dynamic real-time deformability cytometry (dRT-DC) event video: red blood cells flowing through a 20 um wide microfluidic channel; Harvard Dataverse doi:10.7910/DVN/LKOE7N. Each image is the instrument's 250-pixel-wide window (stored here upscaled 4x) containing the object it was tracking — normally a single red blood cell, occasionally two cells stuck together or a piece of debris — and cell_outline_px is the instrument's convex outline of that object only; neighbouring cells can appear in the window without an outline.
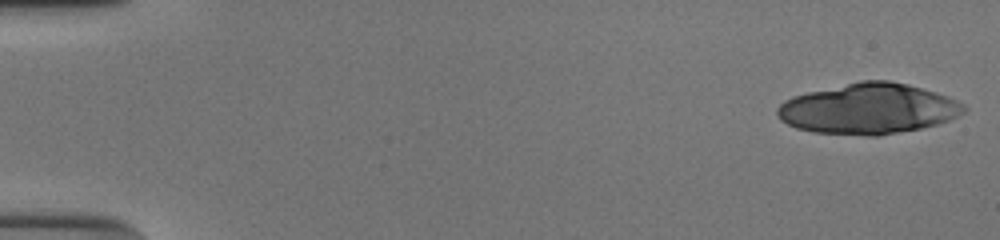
{"species": "human", "species_latin": "Homo sapiens", "temperature_condition": "cold", "stored_images_in_passage": 19, "camera_frame_rate_fps": 3000, "um_per_image_px": 0.085, "donor": {"sex": "male"}, "frame": {"image": 1, "passage_image": 1, "time_ms": 0.0, "image_size_px": [1000, 240], "cell_outline_px": [[968, 108], [964, 112], [948, 120], [936, 124], [920, 128], [880, 136], [868, 136], [816, 132], [796, 128], [780, 120], [776, 112], [776, 108], [784, 100], [792, 96], [808, 92], [860, 80], [888, 80], [908, 84], [948, 96], [964, 104]], "centroid_in_image_um": [73.8, 9.24], "position_along_channel_um": 11.2, "area_um2": 54.97}}